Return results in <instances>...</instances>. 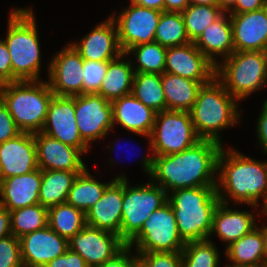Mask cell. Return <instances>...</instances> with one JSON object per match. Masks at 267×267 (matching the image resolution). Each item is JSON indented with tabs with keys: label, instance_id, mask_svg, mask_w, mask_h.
Instances as JSON below:
<instances>
[{
	"label": "cell",
	"instance_id": "6da1fadb",
	"mask_svg": "<svg viewBox=\"0 0 267 267\" xmlns=\"http://www.w3.org/2000/svg\"><path fill=\"white\" fill-rule=\"evenodd\" d=\"M222 147L218 142L201 139L179 153L145 157L143 169L168 195L169 191L177 189L216 186L214 174L218 172V155Z\"/></svg>",
	"mask_w": 267,
	"mask_h": 267
},
{
	"label": "cell",
	"instance_id": "7a4b0ae2",
	"mask_svg": "<svg viewBox=\"0 0 267 267\" xmlns=\"http://www.w3.org/2000/svg\"><path fill=\"white\" fill-rule=\"evenodd\" d=\"M224 150L222 147L217 162L220 176L216 192L220 202L229 204L226 196H230L235 203L257 208L258 200L263 198L267 190V162L252 159L236 150Z\"/></svg>",
	"mask_w": 267,
	"mask_h": 267
},
{
	"label": "cell",
	"instance_id": "3957f363",
	"mask_svg": "<svg viewBox=\"0 0 267 267\" xmlns=\"http://www.w3.org/2000/svg\"><path fill=\"white\" fill-rule=\"evenodd\" d=\"M171 194L168 202L175 214L181 239L185 243L208 240L213 214L220 203L216 186L177 189Z\"/></svg>",
	"mask_w": 267,
	"mask_h": 267
},
{
	"label": "cell",
	"instance_id": "277c9868",
	"mask_svg": "<svg viewBox=\"0 0 267 267\" xmlns=\"http://www.w3.org/2000/svg\"><path fill=\"white\" fill-rule=\"evenodd\" d=\"M4 42L10 53L12 82L37 81L41 66L37 24L31 8L11 10Z\"/></svg>",
	"mask_w": 267,
	"mask_h": 267
},
{
	"label": "cell",
	"instance_id": "5b68a950",
	"mask_svg": "<svg viewBox=\"0 0 267 267\" xmlns=\"http://www.w3.org/2000/svg\"><path fill=\"white\" fill-rule=\"evenodd\" d=\"M237 102L216 77L202 85L189 111L199 138L222 144L220 130L236 125L241 117Z\"/></svg>",
	"mask_w": 267,
	"mask_h": 267
},
{
	"label": "cell",
	"instance_id": "8992f818",
	"mask_svg": "<svg viewBox=\"0 0 267 267\" xmlns=\"http://www.w3.org/2000/svg\"><path fill=\"white\" fill-rule=\"evenodd\" d=\"M53 96L48 82L37 80L0 84V98L21 132H41Z\"/></svg>",
	"mask_w": 267,
	"mask_h": 267
},
{
	"label": "cell",
	"instance_id": "52a82bcc",
	"mask_svg": "<svg viewBox=\"0 0 267 267\" xmlns=\"http://www.w3.org/2000/svg\"><path fill=\"white\" fill-rule=\"evenodd\" d=\"M223 60L216 65L215 77L237 101L267 84L266 51H234Z\"/></svg>",
	"mask_w": 267,
	"mask_h": 267
},
{
	"label": "cell",
	"instance_id": "ba28073f",
	"mask_svg": "<svg viewBox=\"0 0 267 267\" xmlns=\"http://www.w3.org/2000/svg\"><path fill=\"white\" fill-rule=\"evenodd\" d=\"M147 138L153 156L179 153L201 140L194 129L190 112L177 110L157 112L152 132Z\"/></svg>",
	"mask_w": 267,
	"mask_h": 267
},
{
	"label": "cell",
	"instance_id": "9c48e42d",
	"mask_svg": "<svg viewBox=\"0 0 267 267\" xmlns=\"http://www.w3.org/2000/svg\"><path fill=\"white\" fill-rule=\"evenodd\" d=\"M124 179L121 239L127 244L141 229L149 216L168 201L167 192L154 182L129 186Z\"/></svg>",
	"mask_w": 267,
	"mask_h": 267
},
{
	"label": "cell",
	"instance_id": "30bf717a",
	"mask_svg": "<svg viewBox=\"0 0 267 267\" xmlns=\"http://www.w3.org/2000/svg\"><path fill=\"white\" fill-rule=\"evenodd\" d=\"M185 244L179 235L171 204L167 201L149 216L140 231L126 245H136V253H149L182 252Z\"/></svg>",
	"mask_w": 267,
	"mask_h": 267
},
{
	"label": "cell",
	"instance_id": "8fae6325",
	"mask_svg": "<svg viewBox=\"0 0 267 267\" xmlns=\"http://www.w3.org/2000/svg\"><path fill=\"white\" fill-rule=\"evenodd\" d=\"M161 13L162 11L130 3L118 18L114 14L111 16L116 24L119 44L124 53L131 47L154 41Z\"/></svg>",
	"mask_w": 267,
	"mask_h": 267
},
{
	"label": "cell",
	"instance_id": "7c38bea8",
	"mask_svg": "<svg viewBox=\"0 0 267 267\" xmlns=\"http://www.w3.org/2000/svg\"><path fill=\"white\" fill-rule=\"evenodd\" d=\"M75 120L82 139L90 146L113 129L111 102L96 93L77 95Z\"/></svg>",
	"mask_w": 267,
	"mask_h": 267
},
{
	"label": "cell",
	"instance_id": "4fadbf2b",
	"mask_svg": "<svg viewBox=\"0 0 267 267\" xmlns=\"http://www.w3.org/2000/svg\"><path fill=\"white\" fill-rule=\"evenodd\" d=\"M69 249L78 253L88 267H98L120 252L126 243L117 234L86 225L68 240Z\"/></svg>",
	"mask_w": 267,
	"mask_h": 267
},
{
	"label": "cell",
	"instance_id": "5bb4252c",
	"mask_svg": "<svg viewBox=\"0 0 267 267\" xmlns=\"http://www.w3.org/2000/svg\"><path fill=\"white\" fill-rule=\"evenodd\" d=\"M84 59L70 43L54 55L48 67V84L56 96L83 94Z\"/></svg>",
	"mask_w": 267,
	"mask_h": 267
},
{
	"label": "cell",
	"instance_id": "9a60e30c",
	"mask_svg": "<svg viewBox=\"0 0 267 267\" xmlns=\"http://www.w3.org/2000/svg\"><path fill=\"white\" fill-rule=\"evenodd\" d=\"M41 132L83 153L89 152V145L82 139L75 120V96L52 97Z\"/></svg>",
	"mask_w": 267,
	"mask_h": 267
},
{
	"label": "cell",
	"instance_id": "2e32d148",
	"mask_svg": "<svg viewBox=\"0 0 267 267\" xmlns=\"http://www.w3.org/2000/svg\"><path fill=\"white\" fill-rule=\"evenodd\" d=\"M216 66L196 47L194 42L167 48L165 71L208 84L215 77Z\"/></svg>",
	"mask_w": 267,
	"mask_h": 267
},
{
	"label": "cell",
	"instance_id": "e0dca14e",
	"mask_svg": "<svg viewBox=\"0 0 267 267\" xmlns=\"http://www.w3.org/2000/svg\"><path fill=\"white\" fill-rule=\"evenodd\" d=\"M19 241L24 267H44L69 249L68 240L48 225L21 236Z\"/></svg>",
	"mask_w": 267,
	"mask_h": 267
},
{
	"label": "cell",
	"instance_id": "ac0fdd59",
	"mask_svg": "<svg viewBox=\"0 0 267 267\" xmlns=\"http://www.w3.org/2000/svg\"><path fill=\"white\" fill-rule=\"evenodd\" d=\"M37 164L41 170L83 172L87 167L81 159L80 149L64 144L42 132L34 134Z\"/></svg>",
	"mask_w": 267,
	"mask_h": 267
},
{
	"label": "cell",
	"instance_id": "d6986e66",
	"mask_svg": "<svg viewBox=\"0 0 267 267\" xmlns=\"http://www.w3.org/2000/svg\"><path fill=\"white\" fill-rule=\"evenodd\" d=\"M38 169L34 134L21 132L0 143V181Z\"/></svg>",
	"mask_w": 267,
	"mask_h": 267
},
{
	"label": "cell",
	"instance_id": "ffe728a7",
	"mask_svg": "<svg viewBox=\"0 0 267 267\" xmlns=\"http://www.w3.org/2000/svg\"><path fill=\"white\" fill-rule=\"evenodd\" d=\"M124 179L118 176L105 189L101 199L86 212V225L113 232L121 238Z\"/></svg>",
	"mask_w": 267,
	"mask_h": 267
},
{
	"label": "cell",
	"instance_id": "44dd1931",
	"mask_svg": "<svg viewBox=\"0 0 267 267\" xmlns=\"http://www.w3.org/2000/svg\"><path fill=\"white\" fill-rule=\"evenodd\" d=\"M230 19L236 52H267V6L256 11L230 14Z\"/></svg>",
	"mask_w": 267,
	"mask_h": 267
},
{
	"label": "cell",
	"instance_id": "7402d4cb",
	"mask_svg": "<svg viewBox=\"0 0 267 267\" xmlns=\"http://www.w3.org/2000/svg\"><path fill=\"white\" fill-rule=\"evenodd\" d=\"M71 44L84 60L110 61L123 54L117 27L111 16L81 38L79 43Z\"/></svg>",
	"mask_w": 267,
	"mask_h": 267
},
{
	"label": "cell",
	"instance_id": "603a6c76",
	"mask_svg": "<svg viewBox=\"0 0 267 267\" xmlns=\"http://www.w3.org/2000/svg\"><path fill=\"white\" fill-rule=\"evenodd\" d=\"M42 181L40 168L0 181V205L8 211L39 204V190Z\"/></svg>",
	"mask_w": 267,
	"mask_h": 267
},
{
	"label": "cell",
	"instance_id": "cb8c5ba5",
	"mask_svg": "<svg viewBox=\"0 0 267 267\" xmlns=\"http://www.w3.org/2000/svg\"><path fill=\"white\" fill-rule=\"evenodd\" d=\"M113 127L119 123L124 129L134 134L149 136L152 132L156 113L145 106L132 94L122 96L111 102Z\"/></svg>",
	"mask_w": 267,
	"mask_h": 267
},
{
	"label": "cell",
	"instance_id": "d4e9b609",
	"mask_svg": "<svg viewBox=\"0 0 267 267\" xmlns=\"http://www.w3.org/2000/svg\"><path fill=\"white\" fill-rule=\"evenodd\" d=\"M194 43L215 66L219 64L216 62V55H222L224 59L229 57L235 51L230 14L223 12Z\"/></svg>",
	"mask_w": 267,
	"mask_h": 267
},
{
	"label": "cell",
	"instance_id": "484cf974",
	"mask_svg": "<svg viewBox=\"0 0 267 267\" xmlns=\"http://www.w3.org/2000/svg\"><path fill=\"white\" fill-rule=\"evenodd\" d=\"M228 204L220 202L213 214L212 233L229 246L234 241L249 233L256 227L255 217L251 212L231 210Z\"/></svg>",
	"mask_w": 267,
	"mask_h": 267
},
{
	"label": "cell",
	"instance_id": "4316f807",
	"mask_svg": "<svg viewBox=\"0 0 267 267\" xmlns=\"http://www.w3.org/2000/svg\"><path fill=\"white\" fill-rule=\"evenodd\" d=\"M125 55L127 54L123 52L108 62L106 74L96 93L109 102L131 94L134 78L133 62L124 59V57H128Z\"/></svg>",
	"mask_w": 267,
	"mask_h": 267
},
{
	"label": "cell",
	"instance_id": "83f0119b",
	"mask_svg": "<svg viewBox=\"0 0 267 267\" xmlns=\"http://www.w3.org/2000/svg\"><path fill=\"white\" fill-rule=\"evenodd\" d=\"M225 252L233 263L226 267H262L265 264L264 247L258 226L226 246Z\"/></svg>",
	"mask_w": 267,
	"mask_h": 267
},
{
	"label": "cell",
	"instance_id": "f1b7e54d",
	"mask_svg": "<svg viewBox=\"0 0 267 267\" xmlns=\"http://www.w3.org/2000/svg\"><path fill=\"white\" fill-rule=\"evenodd\" d=\"M201 82L179 75L164 72L162 87L167 103V110L190 111L196 102Z\"/></svg>",
	"mask_w": 267,
	"mask_h": 267
},
{
	"label": "cell",
	"instance_id": "f546056e",
	"mask_svg": "<svg viewBox=\"0 0 267 267\" xmlns=\"http://www.w3.org/2000/svg\"><path fill=\"white\" fill-rule=\"evenodd\" d=\"M81 172L42 170L39 203L49 209L64 203L75 179Z\"/></svg>",
	"mask_w": 267,
	"mask_h": 267
},
{
	"label": "cell",
	"instance_id": "4dcf8cb0",
	"mask_svg": "<svg viewBox=\"0 0 267 267\" xmlns=\"http://www.w3.org/2000/svg\"><path fill=\"white\" fill-rule=\"evenodd\" d=\"M100 183L90 175L86 168L78 174L71 189L69 190L66 202L83 211L85 214L91 207L102 198L105 189L113 182Z\"/></svg>",
	"mask_w": 267,
	"mask_h": 267
},
{
	"label": "cell",
	"instance_id": "1f68e13d",
	"mask_svg": "<svg viewBox=\"0 0 267 267\" xmlns=\"http://www.w3.org/2000/svg\"><path fill=\"white\" fill-rule=\"evenodd\" d=\"M131 94L155 112L167 110L162 74L134 73Z\"/></svg>",
	"mask_w": 267,
	"mask_h": 267
},
{
	"label": "cell",
	"instance_id": "d6a6232c",
	"mask_svg": "<svg viewBox=\"0 0 267 267\" xmlns=\"http://www.w3.org/2000/svg\"><path fill=\"white\" fill-rule=\"evenodd\" d=\"M48 226L61 237L70 240L86 226V215L67 202L48 209Z\"/></svg>",
	"mask_w": 267,
	"mask_h": 267
},
{
	"label": "cell",
	"instance_id": "836d02e7",
	"mask_svg": "<svg viewBox=\"0 0 267 267\" xmlns=\"http://www.w3.org/2000/svg\"><path fill=\"white\" fill-rule=\"evenodd\" d=\"M154 41L166 48L191 42L187 36L181 12L163 11L161 13Z\"/></svg>",
	"mask_w": 267,
	"mask_h": 267
},
{
	"label": "cell",
	"instance_id": "e575fe53",
	"mask_svg": "<svg viewBox=\"0 0 267 267\" xmlns=\"http://www.w3.org/2000/svg\"><path fill=\"white\" fill-rule=\"evenodd\" d=\"M10 212L11 232L17 238L48 225V209L40 203Z\"/></svg>",
	"mask_w": 267,
	"mask_h": 267
},
{
	"label": "cell",
	"instance_id": "d590c367",
	"mask_svg": "<svg viewBox=\"0 0 267 267\" xmlns=\"http://www.w3.org/2000/svg\"><path fill=\"white\" fill-rule=\"evenodd\" d=\"M167 48L153 41L131 47L126 54L133 53L138 66L133 67L134 73L163 74Z\"/></svg>",
	"mask_w": 267,
	"mask_h": 267
},
{
	"label": "cell",
	"instance_id": "8d00e7d4",
	"mask_svg": "<svg viewBox=\"0 0 267 267\" xmlns=\"http://www.w3.org/2000/svg\"><path fill=\"white\" fill-rule=\"evenodd\" d=\"M181 13L187 36L191 42H195L223 11L218 5H188Z\"/></svg>",
	"mask_w": 267,
	"mask_h": 267
},
{
	"label": "cell",
	"instance_id": "74e56055",
	"mask_svg": "<svg viewBox=\"0 0 267 267\" xmlns=\"http://www.w3.org/2000/svg\"><path fill=\"white\" fill-rule=\"evenodd\" d=\"M219 256L211 239L188 242L182 250V267H218Z\"/></svg>",
	"mask_w": 267,
	"mask_h": 267
},
{
	"label": "cell",
	"instance_id": "f35d334b",
	"mask_svg": "<svg viewBox=\"0 0 267 267\" xmlns=\"http://www.w3.org/2000/svg\"><path fill=\"white\" fill-rule=\"evenodd\" d=\"M109 61L84 60L83 94L97 93L106 74Z\"/></svg>",
	"mask_w": 267,
	"mask_h": 267
},
{
	"label": "cell",
	"instance_id": "ab89813d",
	"mask_svg": "<svg viewBox=\"0 0 267 267\" xmlns=\"http://www.w3.org/2000/svg\"><path fill=\"white\" fill-rule=\"evenodd\" d=\"M0 267H24L20 241L14 235L0 239Z\"/></svg>",
	"mask_w": 267,
	"mask_h": 267
},
{
	"label": "cell",
	"instance_id": "60d3db41",
	"mask_svg": "<svg viewBox=\"0 0 267 267\" xmlns=\"http://www.w3.org/2000/svg\"><path fill=\"white\" fill-rule=\"evenodd\" d=\"M146 267H182V252L137 253Z\"/></svg>",
	"mask_w": 267,
	"mask_h": 267
},
{
	"label": "cell",
	"instance_id": "b9f144b4",
	"mask_svg": "<svg viewBox=\"0 0 267 267\" xmlns=\"http://www.w3.org/2000/svg\"><path fill=\"white\" fill-rule=\"evenodd\" d=\"M21 131L16 126L7 106L0 98V143L16 137Z\"/></svg>",
	"mask_w": 267,
	"mask_h": 267
},
{
	"label": "cell",
	"instance_id": "7bdbcfd3",
	"mask_svg": "<svg viewBox=\"0 0 267 267\" xmlns=\"http://www.w3.org/2000/svg\"><path fill=\"white\" fill-rule=\"evenodd\" d=\"M44 267H88L85 260L78 254L68 249L61 256L56 257Z\"/></svg>",
	"mask_w": 267,
	"mask_h": 267
},
{
	"label": "cell",
	"instance_id": "ee69618b",
	"mask_svg": "<svg viewBox=\"0 0 267 267\" xmlns=\"http://www.w3.org/2000/svg\"><path fill=\"white\" fill-rule=\"evenodd\" d=\"M8 82H12L10 53L4 40L0 39V84Z\"/></svg>",
	"mask_w": 267,
	"mask_h": 267
},
{
	"label": "cell",
	"instance_id": "f6af8a7d",
	"mask_svg": "<svg viewBox=\"0 0 267 267\" xmlns=\"http://www.w3.org/2000/svg\"><path fill=\"white\" fill-rule=\"evenodd\" d=\"M131 249L132 247L126 245L113 258L105 261L98 267H132L138 260V255L136 257L131 256L129 253Z\"/></svg>",
	"mask_w": 267,
	"mask_h": 267
},
{
	"label": "cell",
	"instance_id": "bcb514c9",
	"mask_svg": "<svg viewBox=\"0 0 267 267\" xmlns=\"http://www.w3.org/2000/svg\"><path fill=\"white\" fill-rule=\"evenodd\" d=\"M257 137L264 152L267 153V99L264 101L262 111L257 122Z\"/></svg>",
	"mask_w": 267,
	"mask_h": 267
},
{
	"label": "cell",
	"instance_id": "7dc6e473",
	"mask_svg": "<svg viewBox=\"0 0 267 267\" xmlns=\"http://www.w3.org/2000/svg\"><path fill=\"white\" fill-rule=\"evenodd\" d=\"M267 6V0H237L229 14H240L260 10Z\"/></svg>",
	"mask_w": 267,
	"mask_h": 267
},
{
	"label": "cell",
	"instance_id": "c3c4849f",
	"mask_svg": "<svg viewBox=\"0 0 267 267\" xmlns=\"http://www.w3.org/2000/svg\"><path fill=\"white\" fill-rule=\"evenodd\" d=\"M12 235L10 212L0 205V239Z\"/></svg>",
	"mask_w": 267,
	"mask_h": 267
},
{
	"label": "cell",
	"instance_id": "681fc988",
	"mask_svg": "<svg viewBox=\"0 0 267 267\" xmlns=\"http://www.w3.org/2000/svg\"><path fill=\"white\" fill-rule=\"evenodd\" d=\"M130 3L162 12L165 11L164 0H130Z\"/></svg>",
	"mask_w": 267,
	"mask_h": 267
},
{
	"label": "cell",
	"instance_id": "f907efd6",
	"mask_svg": "<svg viewBox=\"0 0 267 267\" xmlns=\"http://www.w3.org/2000/svg\"><path fill=\"white\" fill-rule=\"evenodd\" d=\"M165 11L182 12L189 5L188 0H164Z\"/></svg>",
	"mask_w": 267,
	"mask_h": 267
},
{
	"label": "cell",
	"instance_id": "816d5d0a",
	"mask_svg": "<svg viewBox=\"0 0 267 267\" xmlns=\"http://www.w3.org/2000/svg\"><path fill=\"white\" fill-rule=\"evenodd\" d=\"M237 0H218V6L223 12H230L236 5Z\"/></svg>",
	"mask_w": 267,
	"mask_h": 267
},
{
	"label": "cell",
	"instance_id": "f5cc1de1",
	"mask_svg": "<svg viewBox=\"0 0 267 267\" xmlns=\"http://www.w3.org/2000/svg\"><path fill=\"white\" fill-rule=\"evenodd\" d=\"M260 232H261V237H262V242H263V247H264L265 263H267V226H262V228H260Z\"/></svg>",
	"mask_w": 267,
	"mask_h": 267
},
{
	"label": "cell",
	"instance_id": "db71d44e",
	"mask_svg": "<svg viewBox=\"0 0 267 267\" xmlns=\"http://www.w3.org/2000/svg\"><path fill=\"white\" fill-rule=\"evenodd\" d=\"M189 5H218V0H188Z\"/></svg>",
	"mask_w": 267,
	"mask_h": 267
},
{
	"label": "cell",
	"instance_id": "11a10c76",
	"mask_svg": "<svg viewBox=\"0 0 267 267\" xmlns=\"http://www.w3.org/2000/svg\"><path fill=\"white\" fill-rule=\"evenodd\" d=\"M263 207H262V211H263V213H265L264 215H267V190H266V192H265V194H264V196H263Z\"/></svg>",
	"mask_w": 267,
	"mask_h": 267
},
{
	"label": "cell",
	"instance_id": "9f6ffc18",
	"mask_svg": "<svg viewBox=\"0 0 267 267\" xmlns=\"http://www.w3.org/2000/svg\"><path fill=\"white\" fill-rule=\"evenodd\" d=\"M132 267H146L139 259L133 264Z\"/></svg>",
	"mask_w": 267,
	"mask_h": 267
}]
</instances>
